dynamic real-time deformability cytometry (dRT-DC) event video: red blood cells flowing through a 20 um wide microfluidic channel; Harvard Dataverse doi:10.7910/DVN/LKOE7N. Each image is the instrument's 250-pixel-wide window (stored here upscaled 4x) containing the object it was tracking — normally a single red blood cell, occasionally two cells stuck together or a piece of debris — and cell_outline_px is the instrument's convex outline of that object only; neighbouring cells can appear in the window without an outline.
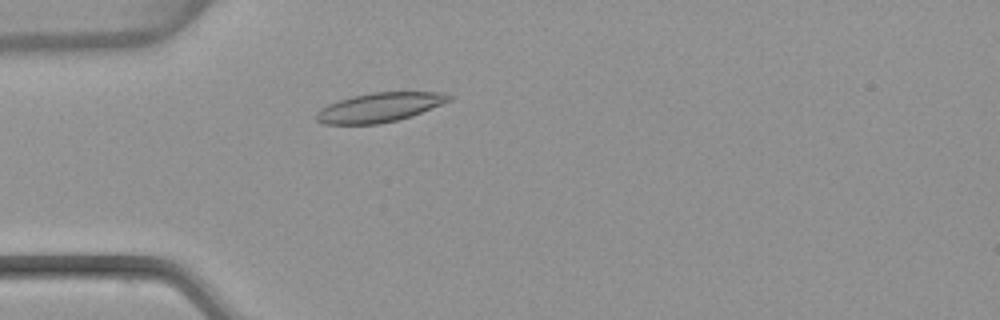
{"species": "common noctule bat (a hibernating species)", "species_latin": "Nyctalus noctula", "temperature_condition": "warm", "stored_images_in_passage": 51, "camera_frame_rate_fps": 3000, "um_per_image_px": 0.085, "animal": {"sex": "female", "body_mass_g": 22.7, "forearm_length_mm": 54.2}, "frame": {"image": 1, "passage_image": 13, "time_ms": 4.0, "image_size_px": [1000, 320], "cell_outline_px": [[452, 100], [412, 116], [380, 124], [320, 124], [316, 120], [316, 112], [320, 108], [328, 104], [352, 96], [372, 92], [444, 92], [452, 96]], "centroid_in_image_um": [32.26, 9.13], "position_along_channel_um": 52.7, "area_um2": 22.72}}
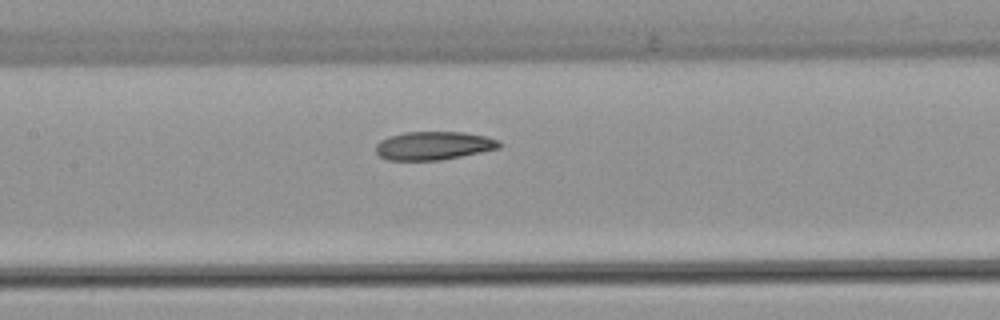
{"frame": {"image": 2, "passage_image": 23, "time_ms": 7.333, "image_size_px": [1000, 320], "cell_outline_px": [[504, 144], [500, 148], [440, 160], [388, 160], [380, 156], [376, 152], [376, 144], [380, 140], [388, 136], [404, 132], [464, 132], [488, 136], [500, 140]], "centroid_in_image_um": [36.89, 12.37], "position_along_channel_um": 170.5, "area_um2": 20.58}}
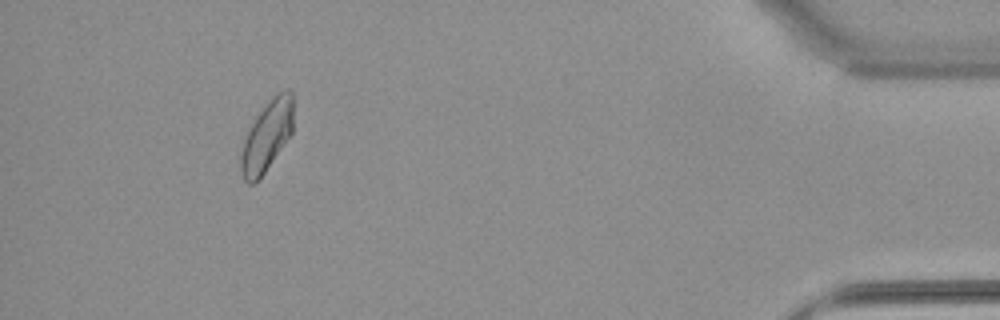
{"frame": {"image": 3, "passage_image": 47, "time_ms": 15.333, "image_size_px": [1000, 320], "cell_outline_px": [[292, 132], [264, 172], [252, 184], [248, 184], [244, 180], [240, 172], [240, 152], [244, 136], [252, 120], [272, 96], [284, 88], [288, 88], [292, 92]], "centroid_in_image_um": [22.64, 11.53], "position_along_channel_um": 412.6, "area_um2": 21.56}, "authors_computed_cell_mechanics": {"area_um2": 21.4438, "velocity_mm_per_s": 3.8046, "shape_relaxation_time_tau1_ms": null, "shape_relaxation_time_tau2_ms": 4.7789, "deformation_change_tau1": null, "deformation_change_tau2": 0.1014}}